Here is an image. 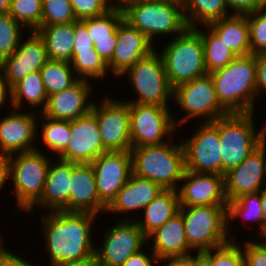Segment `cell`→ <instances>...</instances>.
<instances>
[{
    "mask_svg": "<svg viewBox=\"0 0 266 266\" xmlns=\"http://www.w3.org/2000/svg\"><path fill=\"white\" fill-rule=\"evenodd\" d=\"M43 214L40 223L50 266L95 255L92 235L97 214L63 210L43 211Z\"/></svg>",
    "mask_w": 266,
    "mask_h": 266,
    "instance_id": "cell-1",
    "label": "cell"
},
{
    "mask_svg": "<svg viewBox=\"0 0 266 266\" xmlns=\"http://www.w3.org/2000/svg\"><path fill=\"white\" fill-rule=\"evenodd\" d=\"M209 74L219 103L229 113L255 112L258 100L255 54L237 56L227 66Z\"/></svg>",
    "mask_w": 266,
    "mask_h": 266,
    "instance_id": "cell-2",
    "label": "cell"
},
{
    "mask_svg": "<svg viewBox=\"0 0 266 266\" xmlns=\"http://www.w3.org/2000/svg\"><path fill=\"white\" fill-rule=\"evenodd\" d=\"M124 20L143 33L153 44L154 36L175 37L188 26L182 0H117Z\"/></svg>",
    "mask_w": 266,
    "mask_h": 266,
    "instance_id": "cell-3",
    "label": "cell"
},
{
    "mask_svg": "<svg viewBox=\"0 0 266 266\" xmlns=\"http://www.w3.org/2000/svg\"><path fill=\"white\" fill-rule=\"evenodd\" d=\"M172 141L131 148L132 173L156 182L164 189L177 190L186 170L185 155L182 143Z\"/></svg>",
    "mask_w": 266,
    "mask_h": 266,
    "instance_id": "cell-4",
    "label": "cell"
},
{
    "mask_svg": "<svg viewBox=\"0 0 266 266\" xmlns=\"http://www.w3.org/2000/svg\"><path fill=\"white\" fill-rule=\"evenodd\" d=\"M161 49L165 72L170 86L192 81L207 74L204 49L200 32L187 27Z\"/></svg>",
    "mask_w": 266,
    "mask_h": 266,
    "instance_id": "cell-5",
    "label": "cell"
},
{
    "mask_svg": "<svg viewBox=\"0 0 266 266\" xmlns=\"http://www.w3.org/2000/svg\"><path fill=\"white\" fill-rule=\"evenodd\" d=\"M254 115V112L229 113L219 118L222 176L262 144V127L256 128Z\"/></svg>",
    "mask_w": 266,
    "mask_h": 266,
    "instance_id": "cell-6",
    "label": "cell"
},
{
    "mask_svg": "<svg viewBox=\"0 0 266 266\" xmlns=\"http://www.w3.org/2000/svg\"><path fill=\"white\" fill-rule=\"evenodd\" d=\"M39 147L27 152L14 153L9 159V180L13 183L16 206L26 212L44 189L51 157ZM48 157V158H47Z\"/></svg>",
    "mask_w": 266,
    "mask_h": 266,
    "instance_id": "cell-7",
    "label": "cell"
},
{
    "mask_svg": "<svg viewBox=\"0 0 266 266\" xmlns=\"http://www.w3.org/2000/svg\"><path fill=\"white\" fill-rule=\"evenodd\" d=\"M189 246L195 252L222 246L227 233V205L180 207Z\"/></svg>",
    "mask_w": 266,
    "mask_h": 266,
    "instance_id": "cell-8",
    "label": "cell"
},
{
    "mask_svg": "<svg viewBox=\"0 0 266 266\" xmlns=\"http://www.w3.org/2000/svg\"><path fill=\"white\" fill-rule=\"evenodd\" d=\"M157 49L158 47L120 75L119 79L127 77V82L137 93V99L134 97L132 100H125L126 102L169 107V101L173 99V88L168 82L164 62Z\"/></svg>",
    "mask_w": 266,
    "mask_h": 266,
    "instance_id": "cell-9",
    "label": "cell"
},
{
    "mask_svg": "<svg viewBox=\"0 0 266 266\" xmlns=\"http://www.w3.org/2000/svg\"><path fill=\"white\" fill-rule=\"evenodd\" d=\"M173 100V103L185 113L181 118L173 116L177 128L193 118L202 123L213 122L229 114L218 101L214 82L209 73L176 86L173 89Z\"/></svg>",
    "mask_w": 266,
    "mask_h": 266,
    "instance_id": "cell-10",
    "label": "cell"
},
{
    "mask_svg": "<svg viewBox=\"0 0 266 266\" xmlns=\"http://www.w3.org/2000/svg\"><path fill=\"white\" fill-rule=\"evenodd\" d=\"M169 109L154 104L129 103L132 148L159 145L174 139L175 131L180 129Z\"/></svg>",
    "mask_w": 266,
    "mask_h": 266,
    "instance_id": "cell-11",
    "label": "cell"
},
{
    "mask_svg": "<svg viewBox=\"0 0 266 266\" xmlns=\"http://www.w3.org/2000/svg\"><path fill=\"white\" fill-rule=\"evenodd\" d=\"M190 138L180 140L184 149L186 170L222 175L219 119L199 122Z\"/></svg>",
    "mask_w": 266,
    "mask_h": 266,
    "instance_id": "cell-12",
    "label": "cell"
},
{
    "mask_svg": "<svg viewBox=\"0 0 266 266\" xmlns=\"http://www.w3.org/2000/svg\"><path fill=\"white\" fill-rule=\"evenodd\" d=\"M116 223L104 230L101 246L95 247L98 266H122L131 255L149 244L134 220L119 219Z\"/></svg>",
    "mask_w": 266,
    "mask_h": 266,
    "instance_id": "cell-13",
    "label": "cell"
},
{
    "mask_svg": "<svg viewBox=\"0 0 266 266\" xmlns=\"http://www.w3.org/2000/svg\"><path fill=\"white\" fill-rule=\"evenodd\" d=\"M97 119L103 146L107 151H131L129 103L105 96L94 102L91 111Z\"/></svg>",
    "mask_w": 266,
    "mask_h": 266,
    "instance_id": "cell-14",
    "label": "cell"
},
{
    "mask_svg": "<svg viewBox=\"0 0 266 266\" xmlns=\"http://www.w3.org/2000/svg\"><path fill=\"white\" fill-rule=\"evenodd\" d=\"M262 125V144L224 175L227 201L244 194L260 192L266 186V121Z\"/></svg>",
    "mask_w": 266,
    "mask_h": 266,
    "instance_id": "cell-15",
    "label": "cell"
},
{
    "mask_svg": "<svg viewBox=\"0 0 266 266\" xmlns=\"http://www.w3.org/2000/svg\"><path fill=\"white\" fill-rule=\"evenodd\" d=\"M99 199L107 206L132 174L130 151H106L90 163Z\"/></svg>",
    "mask_w": 266,
    "mask_h": 266,
    "instance_id": "cell-16",
    "label": "cell"
},
{
    "mask_svg": "<svg viewBox=\"0 0 266 266\" xmlns=\"http://www.w3.org/2000/svg\"><path fill=\"white\" fill-rule=\"evenodd\" d=\"M38 114L35 109L27 112L11 109L10 113L0 118L1 155L9 156L37 149L34 145H36V139H39L37 137Z\"/></svg>",
    "mask_w": 266,
    "mask_h": 266,
    "instance_id": "cell-17",
    "label": "cell"
},
{
    "mask_svg": "<svg viewBox=\"0 0 266 266\" xmlns=\"http://www.w3.org/2000/svg\"><path fill=\"white\" fill-rule=\"evenodd\" d=\"M70 134L68 145L58 159L77 164L91 163L107 151L92 112L70 121Z\"/></svg>",
    "mask_w": 266,
    "mask_h": 266,
    "instance_id": "cell-18",
    "label": "cell"
},
{
    "mask_svg": "<svg viewBox=\"0 0 266 266\" xmlns=\"http://www.w3.org/2000/svg\"><path fill=\"white\" fill-rule=\"evenodd\" d=\"M180 185V207L227 205L224 176L220 174L185 170Z\"/></svg>",
    "mask_w": 266,
    "mask_h": 266,
    "instance_id": "cell-19",
    "label": "cell"
},
{
    "mask_svg": "<svg viewBox=\"0 0 266 266\" xmlns=\"http://www.w3.org/2000/svg\"><path fill=\"white\" fill-rule=\"evenodd\" d=\"M31 32V33H30ZM17 50L0 63V71L10 88L28 74L39 71L48 60L45 43L37 31L28 32Z\"/></svg>",
    "mask_w": 266,
    "mask_h": 266,
    "instance_id": "cell-20",
    "label": "cell"
},
{
    "mask_svg": "<svg viewBox=\"0 0 266 266\" xmlns=\"http://www.w3.org/2000/svg\"><path fill=\"white\" fill-rule=\"evenodd\" d=\"M156 46L138 29L123 20L117 29V44L112 59L107 63L109 74L117 79L139 59L149 55Z\"/></svg>",
    "mask_w": 266,
    "mask_h": 266,
    "instance_id": "cell-21",
    "label": "cell"
},
{
    "mask_svg": "<svg viewBox=\"0 0 266 266\" xmlns=\"http://www.w3.org/2000/svg\"><path fill=\"white\" fill-rule=\"evenodd\" d=\"M164 190L160 184L149 179L138 177L132 173L127 183L106 206L105 214L112 212V214L124 215L121 220H135L138 217L137 212L142 211Z\"/></svg>",
    "mask_w": 266,
    "mask_h": 266,
    "instance_id": "cell-22",
    "label": "cell"
},
{
    "mask_svg": "<svg viewBox=\"0 0 266 266\" xmlns=\"http://www.w3.org/2000/svg\"><path fill=\"white\" fill-rule=\"evenodd\" d=\"M87 80H78L70 88L48 97L42 112L44 116L72 121L92 111L94 100L90 99L94 87Z\"/></svg>",
    "mask_w": 266,
    "mask_h": 266,
    "instance_id": "cell-23",
    "label": "cell"
},
{
    "mask_svg": "<svg viewBox=\"0 0 266 266\" xmlns=\"http://www.w3.org/2000/svg\"><path fill=\"white\" fill-rule=\"evenodd\" d=\"M54 160V161H53ZM49 164L47 178L41 197L25 212L33 213V209L43 207L49 211H68L71 190L72 162L53 159Z\"/></svg>",
    "mask_w": 266,
    "mask_h": 266,
    "instance_id": "cell-24",
    "label": "cell"
},
{
    "mask_svg": "<svg viewBox=\"0 0 266 266\" xmlns=\"http://www.w3.org/2000/svg\"><path fill=\"white\" fill-rule=\"evenodd\" d=\"M105 210L106 205L99 199L92 165L72 162L68 211L104 215Z\"/></svg>",
    "mask_w": 266,
    "mask_h": 266,
    "instance_id": "cell-25",
    "label": "cell"
},
{
    "mask_svg": "<svg viewBox=\"0 0 266 266\" xmlns=\"http://www.w3.org/2000/svg\"><path fill=\"white\" fill-rule=\"evenodd\" d=\"M147 241H152V246L149 248L151 249L150 253L153 252L158 260L195 252L186 240L184 221L180 212L152 232L147 237Z\"/></svg>",
    "mask_w": 266,
    "mask_h": 266,
    "instance_id": "cell-26",
    "label": "cell"
},
{
    "mask_svg": "<svg viewBox=\"0 0 266 266\" xmlns=\"http://www.w3.org/2000/svg\"><path fill=\"white\" fill-rule=\"evenodd\" d=\"M208 26L236 56L252 54L247 15L232 14Z\"/></svg>",
    "mask_w": 266,
    "mask_h": 266,
    "instance_id": "cell-27",
    "label": "cell"
},
{
    "mask_svg": "<svg viewBox=\"0 0 266 266\" xmlns=\"http://www.w3.org/2000/svg\"><path fill=\"white\" fill-rule=\"evenodd\" d=\"M179 197L177 190L165 189L155 197L141 212L143 218L138 216L134 221L148 237L157 228L179 212ZM142 218V219H140Z\"/></svg>",
    "mask_w": 266,
    "mask_h": 266,
    "instance_id": "cell-28",
    "label": "cell"
},
{
    "mask_svg": "<svg viewBox=\"0 0 266 266\" xmlns=\"http://www.w3.org/2000/svg\"><path fill=\"white\" fill-rule=\"evenodd\" d=\"M238 218H241L246 223L247 220L250 223L255 222L258 224L256 227L257 230L258 228L260 229L258 230L260 239L266 236V222L262 211L260 192L244 194L235 200L227 202V233L228 236L230 235V241H237L235 240V236L233 237L232 233H230L232 232L230 228Z\"/></svg>",
    "mask_w": 266,
    "mask_h": 266,
    "instance_id": "cell-29",
    "label": "cell"
},
{
    "mask_svg": "<svg viewBox=\"0 0 266 266\" xmlns=\"http://www.w3.org/2000/svg\"><path fill=\"white\" fill-rule=\"evenodd\" d=\"M36 31L45 43L48 59L71 61L75 42V21L40 26Z\"/></svg>",
    "mask_w": 266,
    "mask_h": 266,
    "instance_id": "cell-30",
    "label": "cell"
},
{
    "mask_svg": "<svg viewBox=\"0 0 266 266\" xmlns=\"http://www.w3.org/2000/svg\"><path fill=\"white\" fill-rule=\"evenodd\" d=\"M47 101L48 95L40 71H34L28 74L11 88V102L13 109L21 110L23 104L27 102L30 111L37 107L40 111L38 109L36 111L42 113L47 105Z\"/></svg>",
    "mask_w": 266,
    "mask_h": 266,
    "instance_id": "cell-31",
    "label": "cell"
},
{
    "mask_svg": "<svg viewBox=\"0 0 266 266\" xmlns=\"http://www.w3.org/2000/svg\"><path fill=\"white\" fill-rule=\"evenodd\" d=\"M188 27H198L232 15L226 0H182Z\"/></svg>",
    "mask_w": 266,
    "mask_h": 266,
    "instance_id": "cell-32",
    "label": "cell"
},
{
    "mask_svg": "<svg viewBox=\"0 0 266 266\" xmlns=\"http://www.w3.org/2000/svg\"><path fill=\"white\" fill-rule=\"evenodd\" d=\"M39 71L48 97L70 88L79 80L68 61L48 59Z\"/></svg>",
    "mask_w": 266,
    "mask_h": 266,
    "instance_id": "cell-33",
    "label": "cell"
},
{
    "mask_svg": "<svg viewBox=\"0 0 266 266\" xmlns=\"http://www.w3.org/2000/svg\"><path fill=\"white\" fill-rule=\"evenodd\" d=\"M195 28L200 32L202 37L204 62L207 73L227 66L237 57L208 25H204L206 32L199 26Z\"/></svg>",
    "mask_w": 266,
    "mask_h": 266,
    "instance_id": "cell-34",
    "label": "cell"
},
{
    "mask_svg": "<svg viewBox=\"0 0 266 266\" xmlns=\"http://www.w3.org/2000/svg\"><path fill=\"white\" fill-rule=\"evenodd\" d=\"M38 119L41 121V126L37 127L41 128L39 129L41 132L40 135L37 132V137L40 136L42 140L40 142L46 146L47 150L59 156L66 149L71 137L70 121L53 119L42 113L38 114Z\"/></svg>",
    "mask_w": 266,
    "mask_h": 266,
    "instance_id": "cell-35",
    "label": "cell"
},
{
    "mask_svg": "<svg viewBox=\"0 0 266 266\" xmlns=\"http://www.w3.org/2000/svg\"><path fill=\"white\" fill-rule=\"evenodd\" d=\"M124 20L121 6L117 3L112 9L103 15L82 19L87 26L90 39H117V29Z\"/></svg>",
    "mask_w": 266,
    "mask_h": 266,
    "instance_id": "cell-36",
    "label": "cell"
},
{
    "mask_svg": "<svg viewBox=\"0 0 266 266\" xmlns=\"http://www.w3.org/2000/svg\"><path fill=\"white\" fill-rule=\"evenodd\" d=\"M77 78L79 80L92 81L93 79L104 81L109 71L107 63L100 55L91 49V51L80 52V54H72L70 61Z\"/></svg>",
    "mask_w": 266,
    "mask_h": 266,
    "instance_id": "cell-37",
    "label": "cell"
},
{
    "mask_svg": "<svg viewBox=\"0 0 266 266\" xmlns=\"http://www.w3.org/2000/svg\"><path fill=\"white\" fill-rule=\"evenodd\" d=\"M25 29L9 13H0V63L19 47Z\"/></svg>",
    "mask_w": 266,
    "mask_h": 266,
    "instance_id": "cell-38",
    "label": "cell"
},
{
    "mask_svg": "<svg viewBox=\"0 0 266 266\" xmlns=\"http://www.w3.org/2000/svg\"><path fill=\"white\" fill-rule=\"evenodd\" d=\"M9 14L27 31L41 26L42 0H11Z\"/></svg>",
    "mask_w": 266,
    "mask_h": 266,
    "instance_id": "cell-39",
    "label": "cell"
},
{
    "mask_svg": "<svg viewBox=\"0 0 266 266\" xmlns=\"http://www.w3.org/2000/svg\"><path fill=\"white\" fill-rule=\"evenodd\" d=\"M77 21L70 0H42L41 26Z\"/></svg>",
    "mask_w": 266,
    "mask_h": 266,
    "instance_id": "cell-40",
    "label": "cell"
},
{
    "mask_svg": "<svg viewBox=\"0 0 266 266\" xmlns=\"http://www.w3.org/2000/svg\"><path fill=\"white\" fill-rule=\"evenodd\" d=\"M251 53L266 52V6L247 14Z\"/></svg>",
    "mask_w": 266,
    "mask_h": 266,
    "instance_id": "cell-41",
    "label": "cell"
},
{
    "mask_svg": "<svg viewBox=\"0 0 266 266\" xmlns=\"http://www.w3.org/2000/svg\"><path fill=\"white\" fill-rule=\"evenodd\" d=\"M241 243H228L204 251L211 259L213 266H245Z\"/></svg>",
    "mask_w": 266,
    "mask_h": 266,
    "instance_id": "cell-42",
    "label": "cell"
},
{
    "mask_svg": "<svg viewBox=\"0 0 266 266\" xmlns=\"http://www.w3.org/2000/svg\"><path fill=\"white\" fill-rule=\"evenodd\" d=\"M112 1L70 0L73 12L77 20H82L85 18L96 17L105 14L117 4V0Z\"/></svg>",
    "mask_w": 266,
    "mask_h": 266,
    "instance_id": "cell-43",
    "label": "cell"
},
{
    "mask_svg": "<svg viewBox=\"0 0 266 266\" xmlns=\"http://www.w3.org/2000/svg\"><path fill=\"white\" fill-rule=\"evenodd\" d=\"M262 240V241H261ZM245 242V243H244ZM242 253L245 266H266V242L263 239L243 241Z\"/></svg>",
    "mask_w": 266,
    "mask_h": 266,
    "instance_id": "cell-44",
    "label": "cell"
},
{
    "mask_svg": "<svg viewBox=\"0 0 266 266\" xmlns=\"http://www.w3.org/2000/svg\"><path fill=\"white\" fill-rule=\"evenodd\" d=\"M93 48L94 44L90 39L87 26L81 20L75 21V42L73 46V54L91 51Z\"/></svg>",
    "mask_w": 266,
    "mask_h": 266,
    "instance_id": "cell-45",
    "label": "cell"
},
{
    "mask_svg": "<svg viewBox=\"0 0 266 266\" xmlns=\"http://www.w3.org/2000/svg\"><path fill=\"white\" fill-rule=\"evenodd\" d=\"M226 5L232 14L238 15H247L262 7L259 0H226Z\"/></svg>",
    "mask_w": 266,
    "mask_h": 266,
    "instance_id": "cell-46",
    "label": "cell"
},
{
    "mask_svg": "<svg viewBox=\"0 0 266 266\" xmlns=\"http://www.w3.org/2000/svg\"><path fill=\"white\" fill-rule=\"evenodd\" d=\"M145 250L149 249L143 248L134 253L122 264V266H157L159 260L157 259L156 255L153 252L150 254Z\"/></svg>",
    "mask_w": 266,
    "mask_h": 266,
    "instance_id": "cell-47",
    "label": "cell"
},
{
    "mask_svg": "<svg viewBox=\"0 0 266 266\" xmlns=\"http://www.w3.org/2000/svg\"><path fill=\"white\" fill-rule=\"evenodd\" d=\"M255 58L257 71L256 90L257 97H259V94L266 92V52L255 54Z\"/></svg>",
    "mask_w": 266,
    "mask_h": 266,
    "instance_id": "cell-48",
    "label": "cell"
},
{
    "mask_svg": "<svg viewBox=\"0 0 266 266\" xmlns=\"http://www.w3.org/2000/svg\"><path fill=\"white\" fill-rule=\"evenodd\" d=\"M9 250L10 249L5 246L0 250L1 266H36L35 262L33 263L32 260L30 262L21 257L20 254L16 255V253L14 254V252H9Z\"/></svg>",
    "mask_w": 266,
    "mask_h": 266,
    "instance_id": "cell-49",
    "label": "cell"
},
{
    "mask_svg": "<svg viewBox=\"0 0 266 266\" xmlns=\"http://www.w3.org/2000/svg\"><path fill=\"white\" fill-rule=\"evenodd\" d=\"M94 49L108 63L114 54L117 39L93 40Z\"/></svg>",
    "mask_w": 266,
    "mask_h": 266,
    "instance_id": "cell-50",
    "label": "cell"
},
{
    "mask_svg": "<svg viewBox=\"0 0 266 266\" xmlns=\"http://www.w3.org/2000/svg\"><path fill=\"white\" fill-rule=\"evenodd\" d=\"M194 253L184 256H170L158 261V266H194ZM165 263V264H164Z\"/></svg>",
    "mask_w": 266,
    "mask_h": 266,
    "instance_id": "cell-51",
    "label": "cell"
},
{
    "mask_svg": "<svg viewBox=\"0 0 266 266\" xmlns=\"http://www.w3.org/2000/svg\"><path fill=\"white\" fill-rule=\"evenodd\" d=\"M10 101V102H9ZM9 104L10 107L12 106L11 102V88L9 87L7 81L4 78L3 73L0 71V109L4 105Z\"/></svg>",
    "mask_w": 266,
    "mask_h": 266,
    "instance_id": "cell-52",
    "label": "cell"
},
{
    "mask_svg": "<svg viewBox=\"0 0 266 266\" xmlns=\"http://www.w3.org/2000/svg\"><path fill=\"white\" fill-rule=\"evenodd\" d=\"M7 180L9 181V159L8 156L0 154V191L8 183Z\"/></svg>",
    "mask_w": 266,
    "mask_h": 266,
    "instance_id": "cell-53",
    "label": "cell"
},
{
    "mask_svg": "<svg viewBox=\"0 0 266 266\" xmlns=\"http://www.w3.org/2000/svg\"><path fill=\"white\" fill-rule=\"evenodd\" d=\"M52 266H98V263H97L95 255H93L87 259L63 262L59 264H54Z\"/></svg>",
    "mask_w": 266,
    "mask_h": 266,
    "instance_id": "cell-54",
    "label": "cell"
},
{
    "mask_svg": "<svg viewBox=\"0 0 266 266\" xmlns=\"http://www.w3.org/2000/svg\"><path fill=\"white\" fill-rule=\"evenodd\" d=\"M195 253L194 266H213L212 259L204 251Z\"/></svg>",
    "mask_w": 266,
    "mask_h": 266,
    "instance_id": "cell-55",
    "label": "cell"
},
{
    "mask_svg": "<svg viewBox=\"0 0 266 266\" xmlns=\"http://www.w3.org/2000/svg\"><path fill=\"white\" fill-rule=\"evenodd\" d=\"M11 0H0V13H9Z\"/></svg>",
    "mask_w": 266,
    "mask_h": 266,
    "instance_id": "cell-56",
    "label": "cell"
},
{
    "mask_svg": "<svg viewBox=\"0 0 266 266\" xmlns=\"http://www.w3.org/2000/svg\"><path fill=\"white\" fill-rule=\"evenodd\" d=\"M261 203H262V211L264 213V218L266 222V186L260 191Z\"/></svg>",
    "mask_w": 266,
    "mask_h": 266,
    "instance_id": "cell-57",
    "label": "cell"
},
{
    "mask_svg": "<svg viewBox=\"0 0 266 266\" xmlns=\"http://www.w3.org/2000/svg\"><path fill=\"white\" fill-rule=\"evenodd\" d=\"M3 237H4V235L2 236V234H0V250L4 247V242H3L4 238Z\"/></svg>",
    "mask_w": 266,
    "mask_h": 266,
    "instance_id": "cell-58",
    "label": "cell"
},
{
    "mask_svg": "<svg viewBox=\"0 0 266 266\" xmlns=\"http://www.w3.org/2000/svg\"><path fill=\"white\" fill-rule=\"evenodd\" d=\"M262 6H266V0H259Z\"/></svg>",
    "mask_w": 266,
    "mask_h": 266,
    "instance_id": "cell-59",
    "label": "cell"
}]
</instances>
